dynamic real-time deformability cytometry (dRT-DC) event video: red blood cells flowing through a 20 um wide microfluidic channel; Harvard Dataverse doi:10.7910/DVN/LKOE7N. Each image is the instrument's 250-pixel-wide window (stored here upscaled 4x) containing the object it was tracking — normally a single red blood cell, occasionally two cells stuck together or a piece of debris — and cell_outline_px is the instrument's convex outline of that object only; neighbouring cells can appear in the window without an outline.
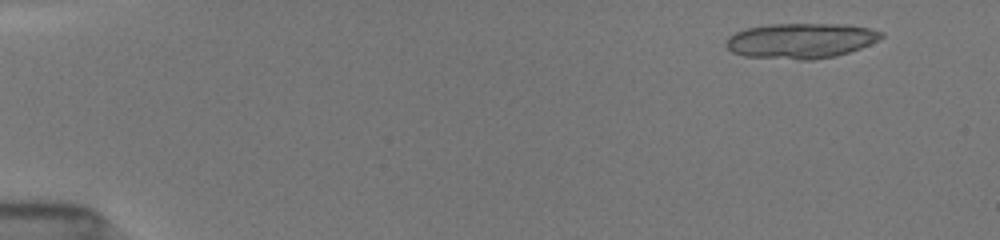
{"species": "common noctule bat (a hibernating species)", "species_latin": "Nyctalus noctula", "temperature_condition": "room temperature", "stored_images_in_passage": 26, "segment_of_instrument_passage": [1, 2], "camera_frame_rate_fps": 3000, "um_per_image_px": 0.085, "animal": {"sex": "female", "body_mass_g": 19.5, "forearm_length_mm": 54.1}, "frame": {"image": 1, "passage_image": 2, "time_ms": 0.667, "image_size_px": [1000, 240], "cell_outline_px": [[884, 36], [860, 48], [836, 56], [812, 60], [800, 60], [744, 56], [732, 52], [724, 44], [728, 36], [736, 32], [748, 28], [768, 24], [848, 24], [868, 28], [884, 32]], "centroid_in_image_um": [68.05, 3.46], "position_along_channel_um": 17.0, "area_um2": 31.91}}